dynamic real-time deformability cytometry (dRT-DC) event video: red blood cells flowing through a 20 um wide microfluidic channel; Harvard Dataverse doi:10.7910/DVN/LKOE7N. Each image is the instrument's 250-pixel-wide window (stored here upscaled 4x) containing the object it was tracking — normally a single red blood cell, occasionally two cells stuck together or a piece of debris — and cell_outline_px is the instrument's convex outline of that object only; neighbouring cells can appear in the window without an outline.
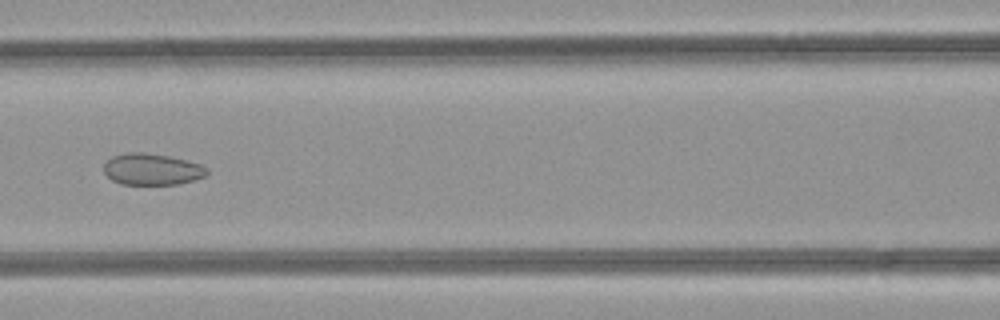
{"species": "common noctule bat (a hibernating species)", "species_latin": "Nyctalus noctula", "temperature_condition": "room temperature", "stored_images_in_passage": 35, "camera_frame_rate_fps": 3000, "um_per_image_px": 0.085, "animal": {"sex": "female", "body_mass_g": 21.9}, "frame": {"image": 1, "passage_image": 14, "time_ms": 4.333, "image_size_px": [1000, 320], "cell_outline_px": [[208, 176], [176, 184], [120, 184], [112, 180], [104, 172], [104, 164], [112, 156], [128, 152], [144, 152], [168, 156], [200, 164], [208, 168]], "centroid_in_image_um": [12.91, 14.38], "position_along_channel_um": 153.7, "area_um2": 18.84}}
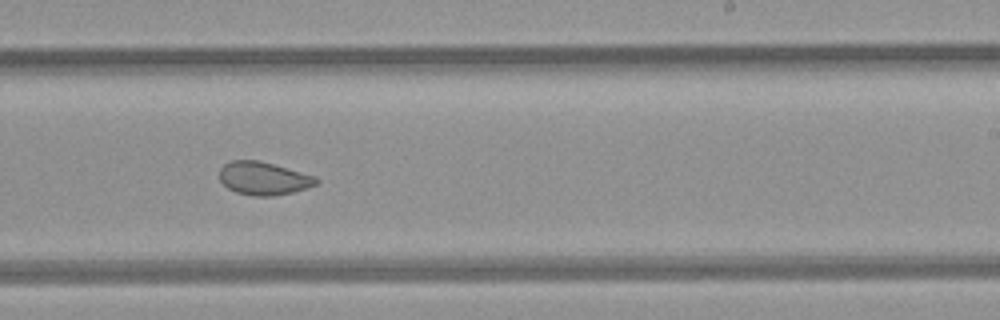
{"frame": {"image": 2, "passage_image": 22, "time_ms": 7.0, "image_size_px": [1000, 320], "cell_outline_px": [[320, 180], [316, 184], [292, 192], [272, 196], [252, 196], [236, 192], [228, 188], [220, 180], [220, 168], [224, 164], [232, 160], [260, 160], [316, 176]], "centroid_in_image_um": [22.39, 15.15], "position_along_channel_um": 266.6, "area_um2": 18.61}}
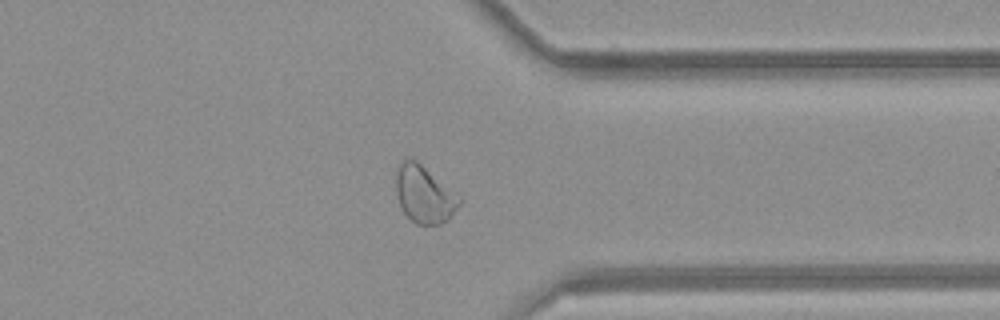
{"frame": {"image": 3, "passage_image": 30, "time_ms": 9.667, "image_size_px": [1000, 320], "cell_outline_px": [[464, 200], [448, 220], [440, 224], [416, 224], [404, 212], [400, 204], [396, 192], [396, 168], [400, 160], [416, 160], [460, 196]], "centroid_in_image_um": [36.08, 16.52], "position_along_channel_um": 375.3, "area_um2": 21.04}}